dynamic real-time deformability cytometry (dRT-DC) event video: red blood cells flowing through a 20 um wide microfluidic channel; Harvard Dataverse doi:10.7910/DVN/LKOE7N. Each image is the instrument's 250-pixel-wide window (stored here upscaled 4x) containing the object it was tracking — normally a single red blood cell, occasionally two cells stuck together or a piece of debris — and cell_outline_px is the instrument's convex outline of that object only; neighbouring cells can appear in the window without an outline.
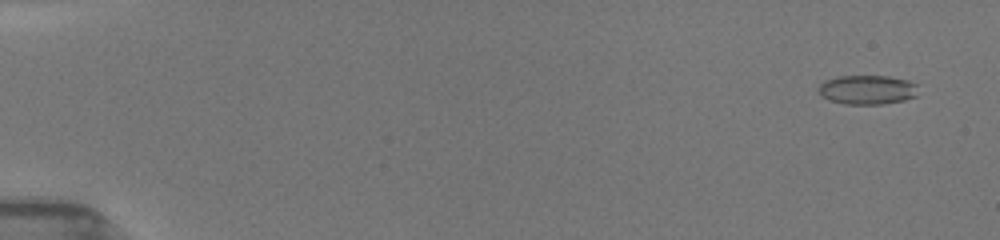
{"species": "common noctule bat (a hibernating species)", "species_latin": "Nyctalus noctula", "temperature_condition": "room temperature", "stored_images_in_passage": 80, "camera_frame_rate_fps": 3000, "um_per_image_px": 0.085, "animal": {"sex": "female", "body_mass_g": 19.5, "forearm_length_mm": 54.1}, "frame": {"image": 1, "passage_image": 4, "time_ms": 0.667, "image_size_px": [1000, 240], "cell_outline_px": [[916, 96], [904, 100], [884, 104], [844, 104], [828, 100], [820, 96], [816, 88], [824, 80], [836, 76], [888, 76], [908, 80], [916, 84]], "centroid_in_image_um": [73.65, 7.63], "position_along_channel_um": 11.3, "area_um2": 17.22}}
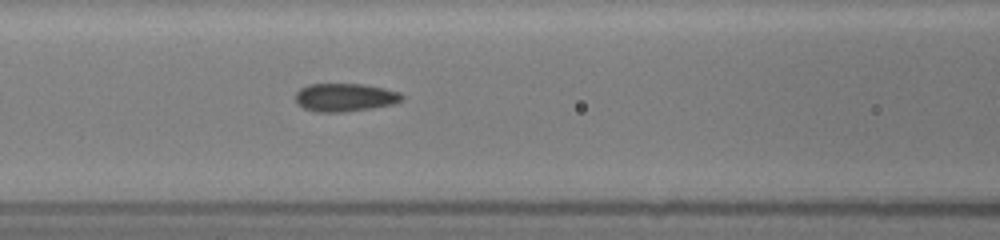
{"frame": {"image": 2, "passage_image": 37, "time_ms": 7.667, "image_size_px": [1000, 240], "cell_outline_px": [[404, 100], [392, 104], [372, 108], [344, 112], [316, 112], [304, 108], [296, 104], [296, 92], [300, 88], [308, 84], [364, 84], [384, 88], [400, 92], [404, 96]], "centroid_in_image_um": [29.32, 8.28], "position_along_channel_um": 137.3, "area_um2": 17.63}}
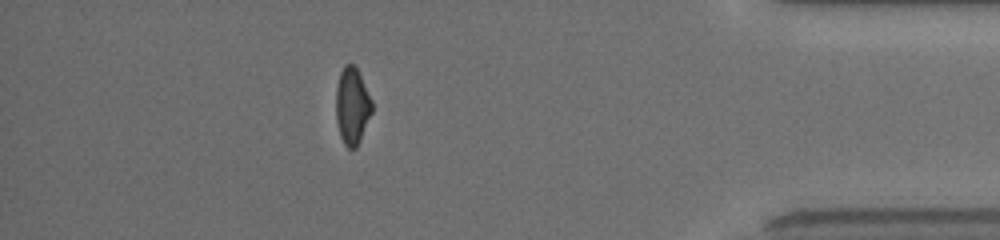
{"frame": {"image": 3, "passage_image": 70, "time_ms": 15.333, "image_size_px": [1000, 240], "cell_outline_px": [[372, 112], [360, 140], [356, 148], [348, 148], [344, 144], [340, 136], [336, 120], [336, 88], [340, 72], [344, 64], [352, 64], [356, 68], [372, 100]], "centroid_in_image_um": [29.92, 9.02], "position_along_channel_um": 405.3, "area_um2": 16.01}, "authors_computed_cell_mechanics": {"area_um2": 17.051, "velocity_mm_per_s": 3.9835, "shape_relaxation_time_tau1_ms": 6.6834, "shape_relaxation_time_tau2_ms": 1.3999, "deformation_change_tau1": 0.1655, "deformation_change_tau2": 0.0768}}